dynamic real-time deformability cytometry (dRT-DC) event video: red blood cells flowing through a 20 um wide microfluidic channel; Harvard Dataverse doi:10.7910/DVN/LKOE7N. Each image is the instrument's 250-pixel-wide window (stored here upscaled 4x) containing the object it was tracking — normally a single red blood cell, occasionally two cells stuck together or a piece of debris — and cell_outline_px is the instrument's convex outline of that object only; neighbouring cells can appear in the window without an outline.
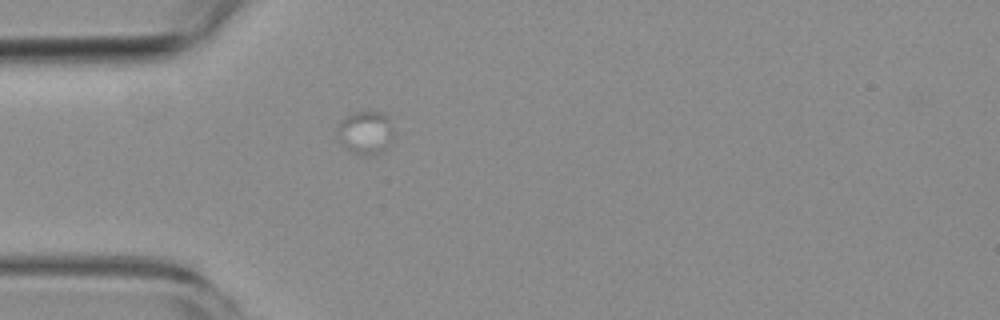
{"species": "common noctule bat (a hibernating species)", "species_latin": "Nyctalus noctula", "temperature_condition": "room temperature", "stored_images_in_passage": 2, "camera_frame_rate_fps": 3000, "um_per_image_px": 0.085, "animal": {"sex": "female", "body_mass_g": 19.3, "forearm_length_mm": 54.1}, "frame": {"image": 1, "passage_image": 1, "time_ms": 0.0, "image_size_px": [1000, 320], "cell_outline_px": [[392, 136], [376, 152], [368, 156], [356, 152], [348, 148], [340, 140], [336, 128], [340, 120], [344, 116], [352, 112], [384, 112], [388, 116], [392, 128]], "centroid_in_image_um": [31.01, 11.17], "position_along_channel_um": 54.0, "area_um2": 13.47}}